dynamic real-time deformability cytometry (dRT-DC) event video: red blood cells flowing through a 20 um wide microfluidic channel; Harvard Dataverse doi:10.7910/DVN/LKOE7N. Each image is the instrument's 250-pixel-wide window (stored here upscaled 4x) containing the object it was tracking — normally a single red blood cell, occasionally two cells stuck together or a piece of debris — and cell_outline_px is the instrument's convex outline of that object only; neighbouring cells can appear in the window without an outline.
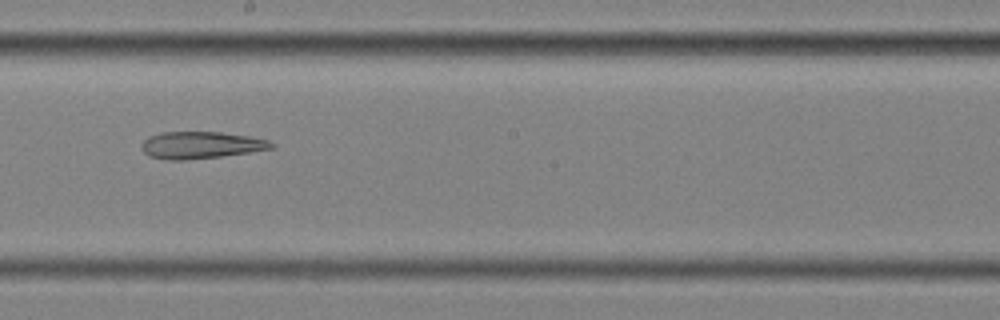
{"species": "common noctule bat (a hibernating species)", "species_latin": "Nyctalus noctula", "temperature_condition": "cold", "stored_images_in_passage": 12, "camera_frame_rate_fps": 3000, "um_per_image_px": 0.085, "animal": {"sex": "female", "body_mass_g": 25.1}, "frame": {"image": 1, "passage_image": 6, "time_ms": 1.667, "image_size_px": [1000, 320], "cell_outline_px": [[276, 148], [220, 156], [184, 160], [164, 160], [148, 156], [144, 152], [140, 144], [148, 136], [160, 132], [220, 132], [248, 136], [268, 140], [276, 144]], "centroid_in_image_um": [17.05, 12.33], "position_along_channel_um": 231.2, "area_um2": 20.52}}
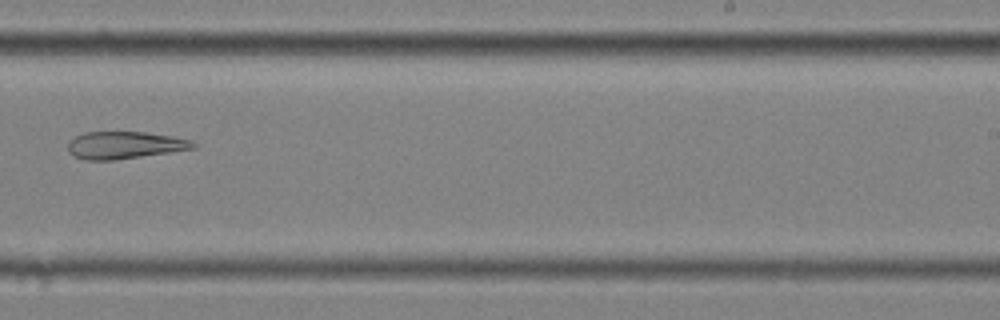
{"frame": {"image": 2, "passage_image": 7, "time_ms": 2.0, "image_size_px": [1000, 320], "cell_outline_px": [[196, 148], [112, 160], [84, 160], [72, 156], [68, 152], [68, 140], [84, 132], [144, 132], [172, 136], [192, 140], [196, 144]], "centroid_in_image_um": [10.54, 12.33], "position_along_channel_um": 278.5, "area_um2": 19.88}}
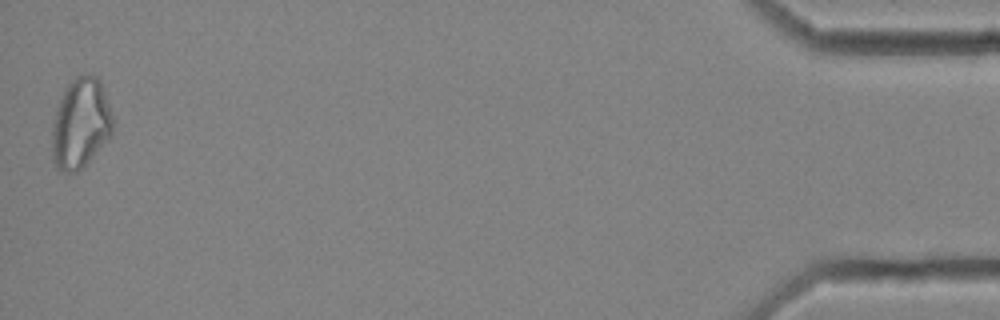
{"frame": {"image": 3, "passage_image": 12, "time_ms": 3.667, "image_size_px": [1000, 320], "cell_outline_px": [[112, 132], [88, 160], [76, 172], [68, 172], [56, 168], [52, 164], [52, 124], [56, 108], [64, 88], [76, 76], [84, 72], [96, 76], [100, 80], [112, 116]], "centroid_in_image_um": [6.8, 10.44], "position_along_channel_um": 428.4, "area_um2": 31.62}}